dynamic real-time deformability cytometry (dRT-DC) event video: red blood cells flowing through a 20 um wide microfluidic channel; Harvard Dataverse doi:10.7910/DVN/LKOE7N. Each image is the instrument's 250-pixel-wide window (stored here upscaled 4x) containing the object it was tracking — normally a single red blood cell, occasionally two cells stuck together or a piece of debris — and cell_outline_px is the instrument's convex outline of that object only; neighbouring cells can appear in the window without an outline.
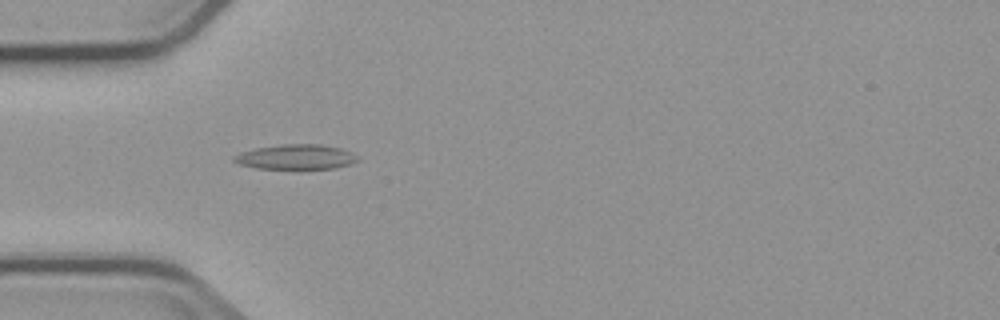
{"species": "common noctule bat (a hibernating species)", "species_latin": "Nyctalus noctula", "temperature_condition": "cold", "stored_images_in_passage": 5, "camera_frame_rate_fps": 3000, "um_per_image_px": 0.085, "animal": {"sex": "male", "body_mass_g": 23.1, "forearm_length_mm": 52.7}, "frame": {"image": 1, "passage_image": 4, "time_ms": 4.667, "image_size_px": [1000, 320], "cell_outline_px": [[360, 160], [352, 164], [336, 168], [256, 168], [240, 164], [232, 160], [232, 156], [240, 152], [256, 148], [284, 144], [320, 144], [340, 148], [352, 152]], "centroid_in_image_um": [25.17, 13.33], "position_along_channel_um": 59.8, "area_um2": 17.86}}
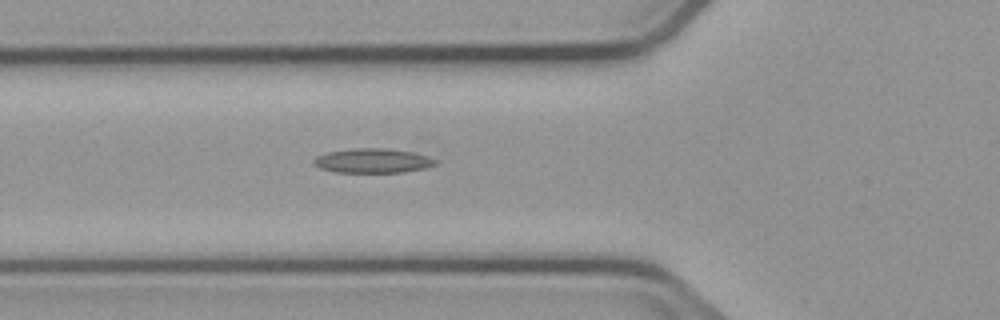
{"frame": {"image": 2, "passage_image": 5, "time_ms": 5.667, "image_size_px": [1000, 320], "cell_outline_px": [[436, 164], [424, 168], [404, 172], [336, 172], [320, 168], [312, 164], [312, 160], [316, 156], [328, 152], [352, 148], [384, 148], [412, 152], [428, 156], [436, 160]], "centroid_in_image_um": [31.64, 13.66], "position_along_channel_um": 94.2, "area_um2": 17.28}}